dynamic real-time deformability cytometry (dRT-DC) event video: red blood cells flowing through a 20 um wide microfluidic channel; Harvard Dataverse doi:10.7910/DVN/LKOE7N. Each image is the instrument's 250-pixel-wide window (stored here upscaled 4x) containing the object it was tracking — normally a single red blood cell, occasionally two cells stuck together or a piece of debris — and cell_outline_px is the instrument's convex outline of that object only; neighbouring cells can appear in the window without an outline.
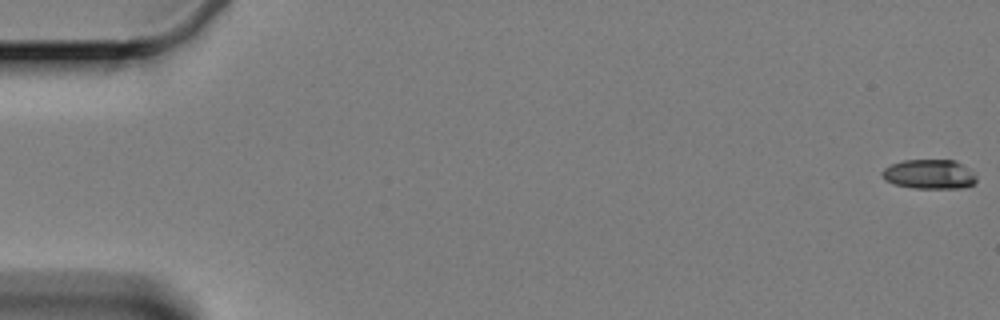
{"species": "Egyptian fruit bat (a non-hibernating species)", "species_latin": "Rousettus aegyptiacus", "temperature_condition": "cold", "stored_images_in_passage": 23, "camera_frame_rate_fps": 3000, "um_per_image_px": 0.085, "animal": {"sex": "female"}, "frame": {"image": 1, "passage_image": 1, "time_ms": 0.0, "image_size_px": [1000, 320], "cell_outline_px": [[976, 180], [972, 184], [960, 188], [912, 188], [892, 184], [884, 180], [880, 176], [880, 172], [884, 168], [892, 164], [904, 160], [956, 160], [976, 176]], "centroid_in_image_um": [78.91, 14.81], "position_along_channel_um": 6.1, "area_um2": 16.18}}
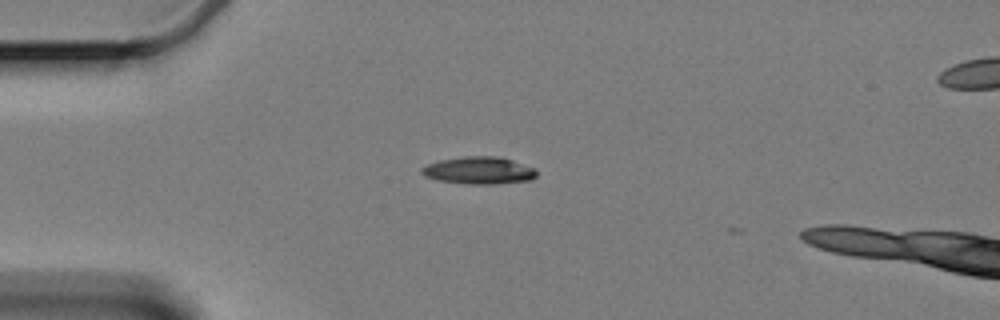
{"frame": {"image": 2, "passage_image": 16, "time_ms": 5.0, "image_size_px": [1000, 320], "cell_outline_px": [[536, 176], [532, 180], [496, 184], [468, 184], [436, 180], [424, 176], [420, 172], [420, 168], [428, 164], [440, 160], [464, 156], [500, 156], [536, 168]], "centroid_in_image_um": [40.71, 14.49], "position_along_channel_um": 44.3, "area_um2": 18.5}}
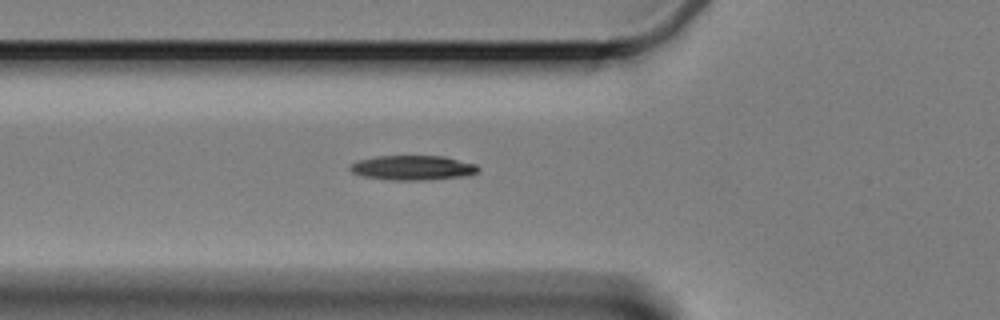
{"frame": {"image": 3, "passage_image": 22, "time_ms": 7.0, "image_size_px": [1000, 320], "cell_outline_px": [[480, 168], [476, 172], [464, 176], [424, 180], [392, 180], [364, 176], [352, 172], [348, 168], [352, 164], [360, 160], [376, 156], [444, 156], [476, 164]], "centroid_in_image_um": [35.09, 14.25], "position_along_channel_um": 90.7, "area_um2": 18.21}}